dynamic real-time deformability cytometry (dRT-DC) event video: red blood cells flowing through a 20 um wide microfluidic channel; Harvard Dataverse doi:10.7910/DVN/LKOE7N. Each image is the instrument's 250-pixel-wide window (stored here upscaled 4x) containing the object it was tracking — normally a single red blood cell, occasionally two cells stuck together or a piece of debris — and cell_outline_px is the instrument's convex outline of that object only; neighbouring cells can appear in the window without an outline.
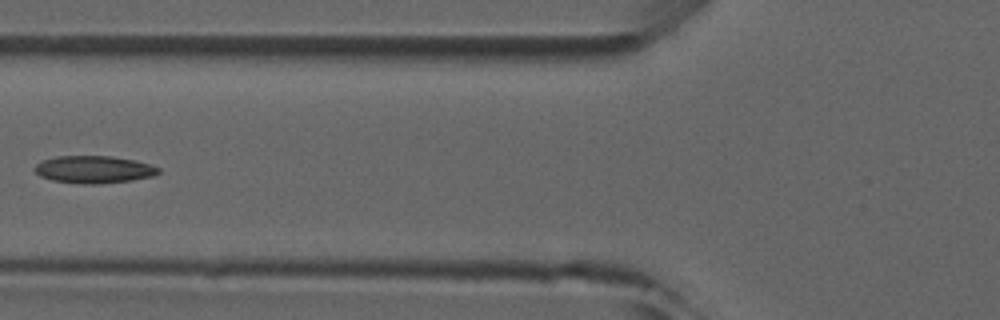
{"species": "common noctule bat (a hibernating species)", "species_latin": "Nyctalus noctula", "temperature_condition": "room temperature", "stored_images_in_passage": 6, "camera_frame_rate_fps": 3000, "um_per_image_px": 0.085, "animal": {"sex": "male", "forearm_length_mm": 52.5}, "frame": {"image": 1, "passage_image": 6, "time_ms": 6.333, "image_size_px": [1000, 320], "cell_outline_px": [[160, 172], [152, 176], [132, 180], [96, 184], [84, 184], [52, 180], [40, 176], [32, 168], [36, 164], [44, 160], [56, 156], [112, 156], [132, 160], [148, 164], [160, 168]], "centroid_in_image_um": [7.95, 14.4], "position_along_channel_um": 117.9, "area_um2": 19.59}}